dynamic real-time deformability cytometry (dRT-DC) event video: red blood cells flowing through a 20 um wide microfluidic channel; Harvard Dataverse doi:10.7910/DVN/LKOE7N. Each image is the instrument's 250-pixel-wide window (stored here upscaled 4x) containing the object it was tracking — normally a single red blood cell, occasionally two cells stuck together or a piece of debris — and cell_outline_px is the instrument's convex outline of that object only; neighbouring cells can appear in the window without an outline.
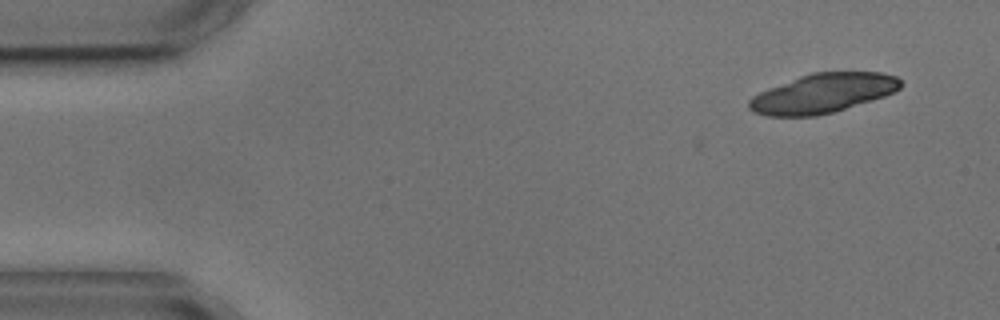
{"species": "common noctule bat (a hibernating species)", "species_latin": "Nyctalus noctula", "temperature_condition": "cold", "stored_images_in_passage": 4, "camera_frame_rate_fps": 3000, "um_per_image_px": 0.085, "animal": {"sex": "male", "body_mass_g": 17.9, "forearm_length_mm": 54.2}, "frame": {"image": 1, "passage_image": 1, "time_ms": 0.0, "image_size_px": [1000, 320], "cell_outline_px": [[904, 84], [900, 88], [884, 96], [872, 100], [832, 112], [816, 116], [768, 116], [752, 112], [748, 108], [748, 100], [752, 96], [760, 92], [800, 76], [812, 72], [880, 72], [896, 76]], "centroid_in_image_um": [69.93, 7.93], "position_along_channel_um": 15.1, "area_um2": 34.51}}